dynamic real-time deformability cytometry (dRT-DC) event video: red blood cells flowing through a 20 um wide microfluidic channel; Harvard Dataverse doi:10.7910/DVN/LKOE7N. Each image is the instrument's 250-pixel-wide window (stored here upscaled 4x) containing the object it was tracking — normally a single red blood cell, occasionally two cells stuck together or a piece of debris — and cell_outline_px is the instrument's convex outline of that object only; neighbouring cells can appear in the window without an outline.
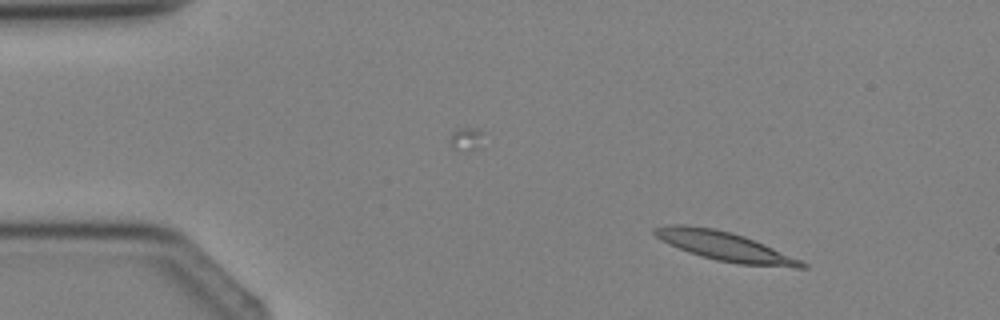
{"species": "Egyptian fruit bat (a non-hibernating species)", "species_latin": "Rousettus aegyptiacus", "temperature_condition": "cold", "stored_images_in_passage": 4, "camera_frame_rate_fps": 3000, "um_per_image_px": 0.085, "animal": {"sex": "female"}, "frame": {"image": 1, "passage_image": 1, "time_ms": 0.0, "image_size_px": [1000, 320], "cell_outline_px": [[808, 268], [796, 268], [740, 264], [716, 260], [700, 256], [688, 252], [668, 244], [660, 240], [652, 232], [652, 228], [668, 224], [684, 224], [712, 228], [732, 232], [744, 236], [764, 244], [800, 260], [808, 264]], "centroid_in_image_um": [61.55, 20.93], "position_along_channel_um": 23.4, "area_um2": 24.97}}
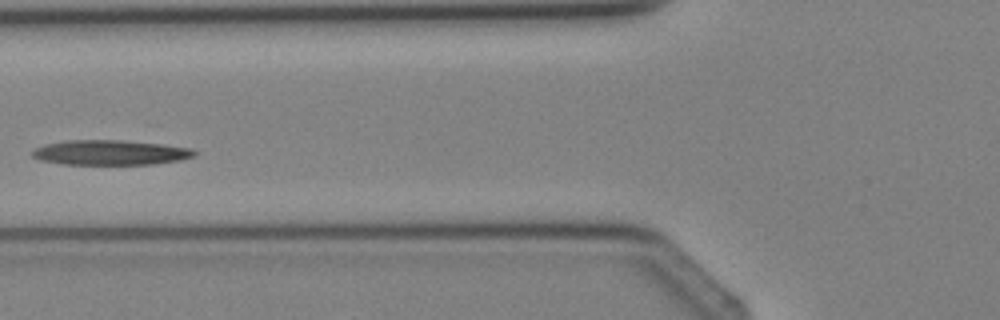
{"frame": {"image": 2, "passage_image": 4, "time_ms": 3.333, "image_size_px": [1000, 320], "cell_outline_px": [[196, 156], [180, 160], [152, 164], [64, 164], [40, 160], [32, 156], [32, 152], [36, 148], [44, 144], [68, 140], [120, 140], [164, 144], [192, 148], [196, 152]], "centroid_in_image_um": [9.4, 12.96], "position_along_channel_um": 116.4, "area_um2": 23.52}}